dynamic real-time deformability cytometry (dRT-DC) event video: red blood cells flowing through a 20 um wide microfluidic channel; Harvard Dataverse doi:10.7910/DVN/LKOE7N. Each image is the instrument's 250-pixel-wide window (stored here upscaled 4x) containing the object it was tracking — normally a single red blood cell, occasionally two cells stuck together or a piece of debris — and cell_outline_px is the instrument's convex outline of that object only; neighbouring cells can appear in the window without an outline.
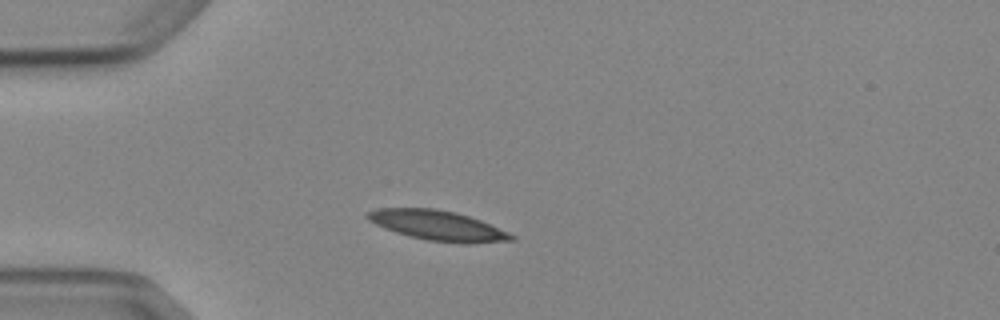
{"species": "Egyptian fruit bat (a non-hibernating species)", "species_latin": "Rousettus aegyptiacus", "temperature_condition": "cold", "stored_images_in_passage": 4, "camera_frame_rate_fps": 3000, "um_per_image_px": 0.085, "animal": {"sex": "female"}, "frame": {"image": 1, "passage_image": 2, "time_ms": 1.333, "image_size_px": [1000, 320], "cell_outline_px": [[516, 240], [428, 240], [408, 236], [384, 228], [368, 220], [364, 216], [368, 212], [376, 208], [436, 208], [456, 212], [480, 220], [508, 232], [516, 236]], "centroid_in_image_um": [37.06, 19.09], "position_along_channel_um": 47.9, "area_um2": 23.87}}
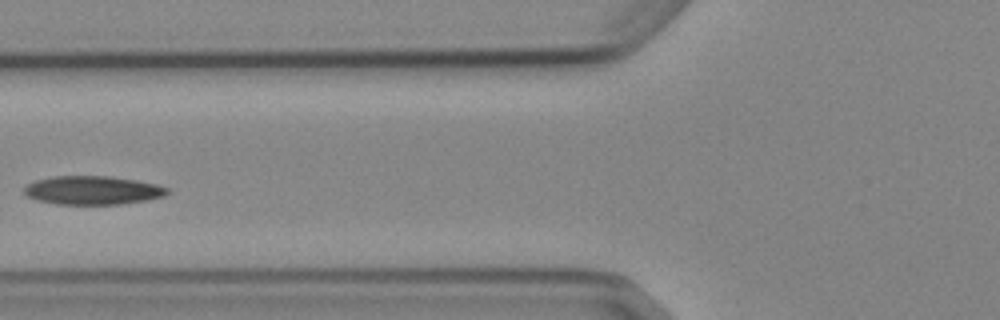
{"frame": {"image": 2, "passage_image": 4, "time_ms": 3.667, "image_size_px": [1000, 320], "cell_outline_px": [[168, 192], [164, 196], [144, 200], [120, 204], [56, 204], [36, 200], [28, 196], [24, 192], [24, 188], [28, 184], [36, 180], [52, 176], [108, 176], [136, 180], [156, 184], [168, 188]], "centroid_in_image_um": [7.85, 16.17], "position_along_channel_um": 117.9, "area_um2": 23.7}}